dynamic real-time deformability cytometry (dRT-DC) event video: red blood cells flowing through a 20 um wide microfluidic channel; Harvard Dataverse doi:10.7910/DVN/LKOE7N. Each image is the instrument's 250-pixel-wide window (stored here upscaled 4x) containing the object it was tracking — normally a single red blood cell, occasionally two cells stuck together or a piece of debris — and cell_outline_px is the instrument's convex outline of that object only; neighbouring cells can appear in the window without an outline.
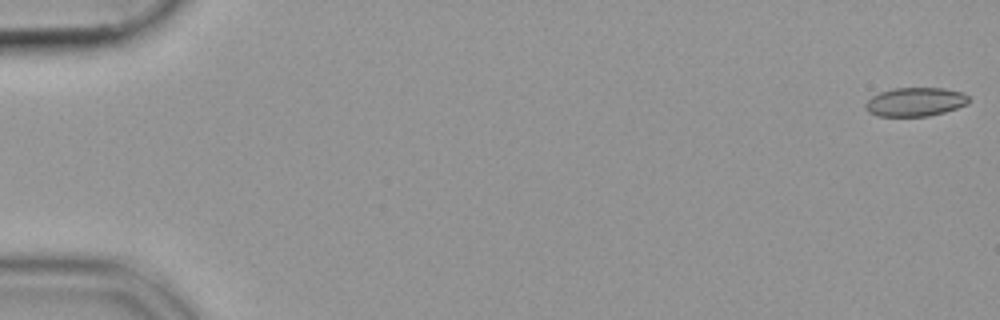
{"species": "common noctule bat (a hibernating species)", "species_latin": "Nyctalus noctula", "temperature_condition": "cold", "stored_images_in_passage": 54, "camera_frame_rate_fps": 3000, "um_per_image_px": 0.085, "animal": {"sex": "female", "body_mass_g": 19.9}, "frame": {"image": 1, "passage_image": 1, "time_ms": 0.0, "image_size_px": [1000, 320], "cell_outline_px": [[968, 104], [944, 112], [928, 116], [876, 116], [868, 112], [864, 108], [864, 104], [872, 96], [880, 92], [892, 88], [944, 88], [964, 92], [968, 96]], "centroid_in_image_um": [77.78, 8.66], "position_along_channel_um": 7.2, "area_um2": 17.46}}
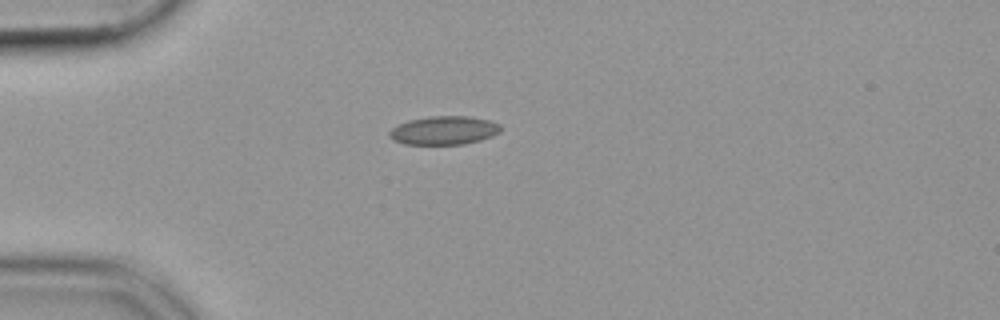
{"frame": {"image": 2, "passage_image": 15, "time_ms": 4.667, "image_size_px": [1000, 320], "cell_outline_px": [[500, 132], [492, 136], [480, 140], [464, 144], [404, 144], [392, 140], [388, 136], [388, 132], [392, 128], [408, 120], [428, 116], [468, 116], [488, 120], [500, 124]], "centroid_in_image_um": [37.71, 11.08], "position_along_channel_um": 47.3, "area_um2": 18.55}}
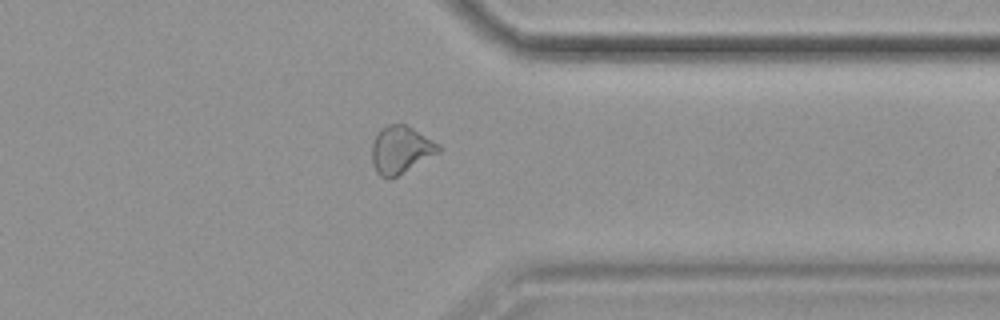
{"frame": {"image": 3, "passage_image": 43, "time_ms": 14.0, "image_size_px": [1000, 320], "cell_outline_px": [[440, 152], [396, 176], [388, 180], [380, 176], [376, 172], [372, 164], [372, 144], [380, 128], [388, 124], [404, 124], [412, 128], [440, 144]], "centroid_in_image_um": [34.04, 12.73], "position_along_channel_um": 377.4, "area_um2": 18.32}}